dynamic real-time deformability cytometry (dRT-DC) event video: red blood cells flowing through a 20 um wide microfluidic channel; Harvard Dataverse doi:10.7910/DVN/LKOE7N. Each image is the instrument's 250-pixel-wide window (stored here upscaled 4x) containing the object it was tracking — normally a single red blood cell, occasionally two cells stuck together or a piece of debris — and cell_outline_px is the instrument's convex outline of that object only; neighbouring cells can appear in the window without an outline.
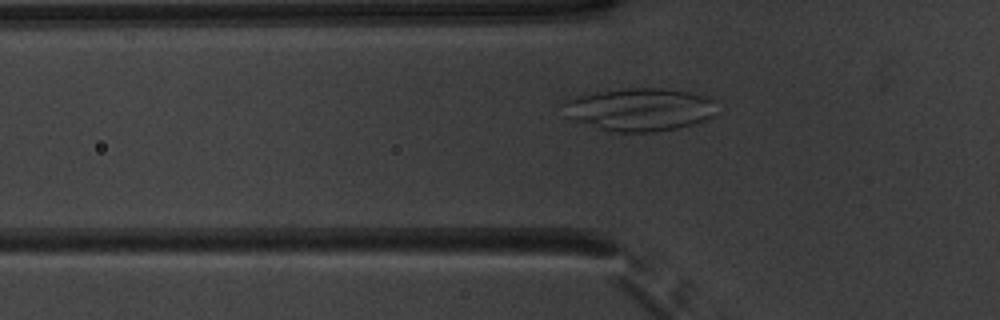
{"species": "common noctule bat (a hibernating species)", "species_latin": "Nyctalus noctula", "temperature_condition": "warm", "stored_images_in_passage": 51, "camera_frame_rate_fps": 3000, "um_per_image_px": 0.085, "animal": {"sex": "male", "body_mass_g": 20.1, "forearm_length_mm": 53.5}, "frame": {"image": 1, "passage_image": 17, "time_ms": 5.333, "image_size_px": [1000, 320], "cell_outline_px": [[720, 112], [716, 116], [692, 124], [676, 128], [652, 132], [616, 132], [600, 128], [564, 116], [560, 104], [568, 100], [580, 96], [596, 92], [628, 88], [664, 88], [692, 92], [716, 100]], "centroid_in_image_um": [54.45, 9.29], "position_along_channel_um": 71.4, "area_um2": 38.61}}
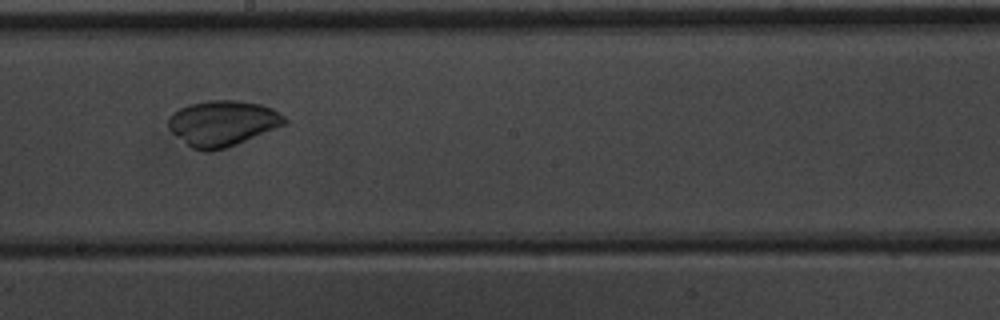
{"frame": {"image": 2, "passage_image": 29, "time_ms": 9.333, "image_size_px": [1000, 320], "cell_outline_px": [[288, 124], [236, 144], [212, 152], [204, 152], [192, 148], [172, 132], [168, 128], [168, 120], [172, 112], [188, 104], [208, 100], [236, 100], [260, 104], [272, 108], [284, 116], [288, 120]], "centroid_in_image_um": [18.93, 10.47], "position_along_channel_um": 229.3, "area_um2": 30.98}}
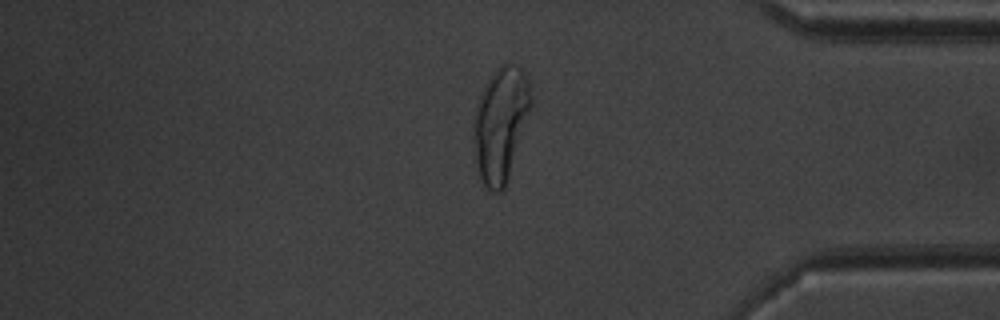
{"frame": {"image": 3, "passage_image": 43, "time_ms": 14.0, "image_size_px": [1000, 320], "cell_outline_px": [[532, 104], [504, 188], [500, 192], [492, 192], [484, 188], [476, 164], [472, 136], [472, 124], [476, 104], [480, 92], [484, 84], [492, 72], [504, 60], [516, 64], [524, 72], [528, 80], [532, 96]], "centroid_in_image_um": [42.51, 10.48], "position_along_channel_um": 392.7, "area_um2": 38.67}}